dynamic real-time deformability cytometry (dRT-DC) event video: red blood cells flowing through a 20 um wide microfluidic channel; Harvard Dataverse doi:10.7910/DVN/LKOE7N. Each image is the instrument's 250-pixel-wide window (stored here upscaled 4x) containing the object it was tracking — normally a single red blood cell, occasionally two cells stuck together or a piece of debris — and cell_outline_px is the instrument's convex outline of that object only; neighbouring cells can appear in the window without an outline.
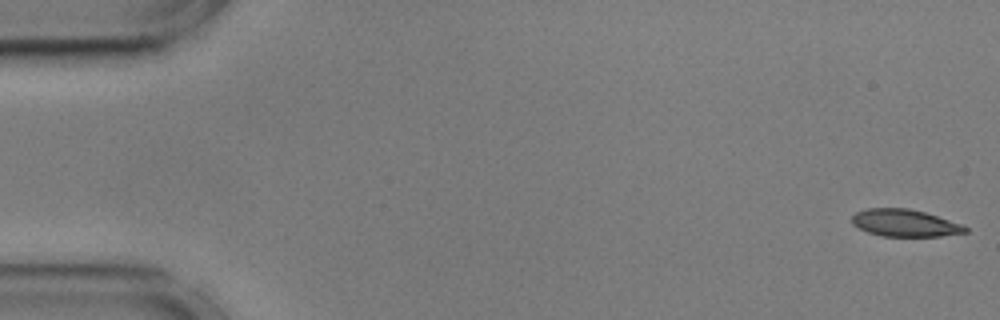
{"species": "common noctule bat (a hibernating species)", "species_latin": "Nyctalus noctula", "temperature_condition": "cold", "stored_images_in_passage": 55, "camera_frame_rate_fps": 3000, "um_per_image_px": 0.085, "animal": {"sex": "male", "body_mass_g": 17.9, "forearm_length_mm": 54.2}, "frame": {"image": 1, "passage_image": 1, "time_ms": 0.0, "image_size_px": [1000, 320], "cell_outline_px": [[968, 232], [940, 236], [880, 236], [868, 232], [852, 224], [852, 216], [856, 212], [868, 208], [908, 208], [924, 212], [960, 224], [968, 228]], "centroid_in_image_um": [76.88, 18.96], "position_along_channel_um": 8.1, "area_um2": 17.74}}
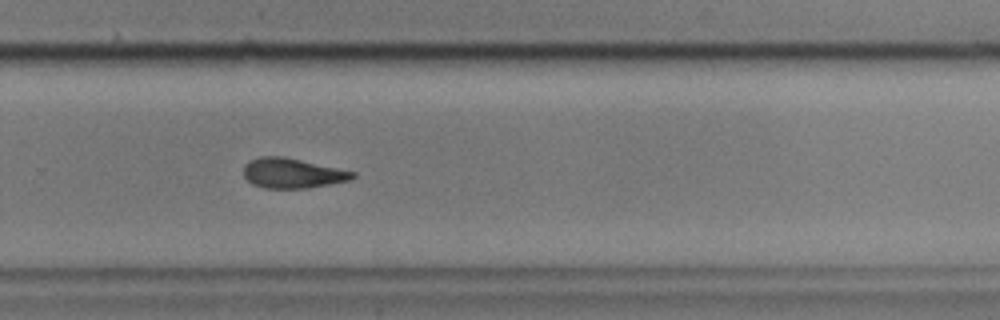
{"frame": {"image": 2, "passage_image": 37, "time_ms": 12.0, "image_size_px": [1000, 320], "cell_outline_px": [[356, 176], [352, 180], [308, 188], [264, 188], [252, 184], [244, 176], [244, 164], [248, 160], [260, 156], [284, 156], [356, 172]], "centroid_in_image_um": [24.85, 14.71], "position_along_channel_um": 304.9, "area_um2": 19.19}}
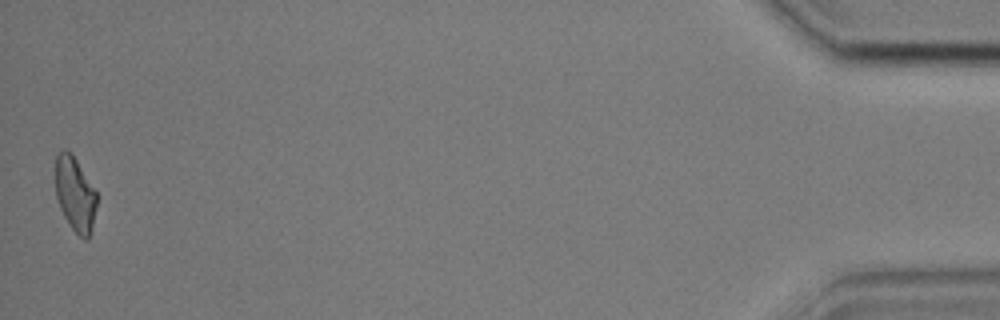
{"frame": {"image": 3, "passage_image": 55, "time_ms": 18.0, "image_size_px": [1000, 320], "cell_outline_px": [[96, 204], [92, 232], [88, 240], [84, 240], [72, 228], [64, 216], [60, 208], [56, 196], [56, 152], [64, 148], [76, 160], [96, 192]], "centroid_in_image_um": [6.38, 16.53], "position_along_channel_um": 428.8, "area_um2": 17.69}, "authors_computed_cell_mechanics": {"area_um2": 19.2474, "velocity_mm_per_s": 3.5838, "shape_relaxation_time_tau1_ms": 5.3949, "shape_relaxation_time_tau2_ms": 7.9487, "deformation_change_tau1": 0.1312, "deformation_change_tau2": 0.1644}}